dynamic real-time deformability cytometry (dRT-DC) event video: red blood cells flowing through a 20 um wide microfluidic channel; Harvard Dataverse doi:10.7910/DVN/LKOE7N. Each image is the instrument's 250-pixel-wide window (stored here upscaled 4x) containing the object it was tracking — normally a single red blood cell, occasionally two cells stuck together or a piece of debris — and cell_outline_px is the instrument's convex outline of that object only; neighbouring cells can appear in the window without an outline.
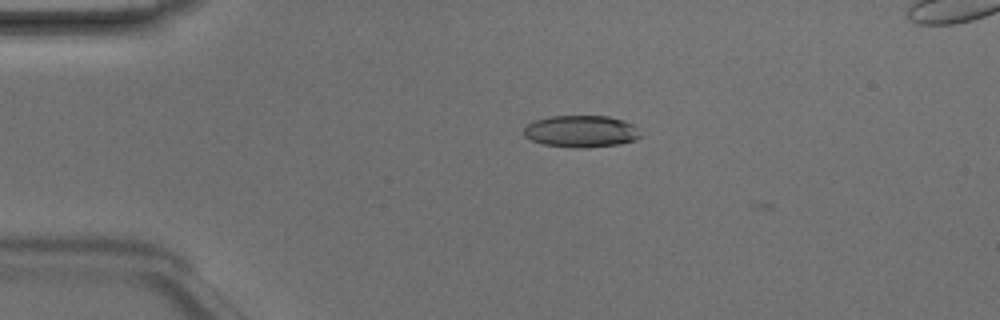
{"species": "Egyptian fruit bat (a non-hibernating species)", "species_latin": "Rousettus aegyptiacus", "temperature_condition": "room temperature", "stored_images_in_passage": 6, "camera_frame_rate_fps": 3000, "um_per_image_px": 0.085, "animal": {"sex": "male"}, "frame": {"image": 1, "passage_image": 2, "time_ms": 0.333, "image_size_px": [1000, 320], "cell_outline_px": [[640, 136], [636, 140], [620, 144], [580, 148], [572, 148], [544, 144], [532, 140], [524, 136], [524, 128], [528, 124], [536, 120], [548, 116], [608, 116], [624, 120], [632, 124], [636, 128]], "centroid_in_image_um": [49.39, 11.16], "position_along_channel_um": 35.6, "area_um2": 21.62}}